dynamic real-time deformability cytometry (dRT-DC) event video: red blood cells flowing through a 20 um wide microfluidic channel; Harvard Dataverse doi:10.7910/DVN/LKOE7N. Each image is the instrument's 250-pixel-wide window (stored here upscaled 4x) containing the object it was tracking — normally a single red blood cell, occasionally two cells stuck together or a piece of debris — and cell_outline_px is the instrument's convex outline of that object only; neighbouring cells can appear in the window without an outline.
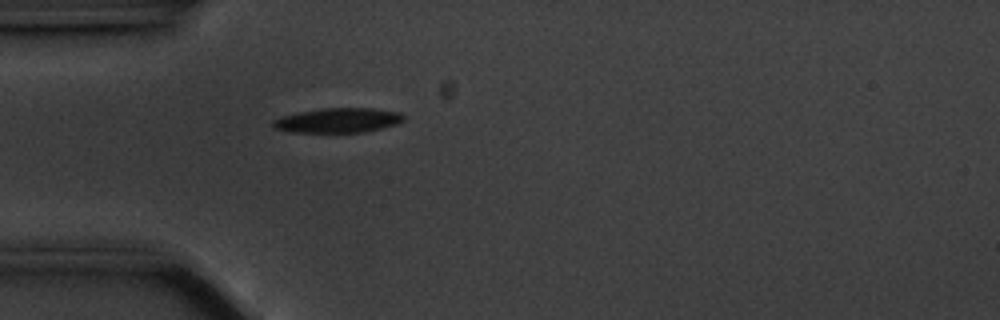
{"species": "common noctule bat (a hibernating species)", "species_latin": "Nyctalus noctula", "temperature_condition": "cold", "stored_images_in_passage": 33, "camera_frame_rate_fps": 3000, "um_per_image_px": 0.085, "animal": {"sex": "male", "body_mass_g": 20.1, "forearm_length_mm": 53.5}, "frame": {"image": 1, "passage_image": 1, "time_ms": 0.0, "image_size_px": [1000, 320], "cell_outline_px": [[404, 120], [396, 124], [364, 132], [292, 132], [276, 128], [272, 124], [272, 120], [284, 116], [300, 112], [320, 108], [372, 108], [400, 112], [404, 116]], "centroid_in_image_um": [28.76, 10.22], "position_along_channel_um": 56.2, "area_um2": 18.55}}
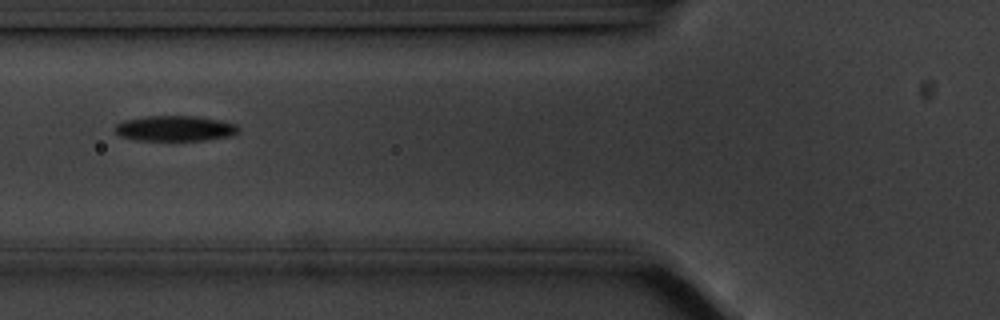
{"frame": {"image": 2, "passage_image": 6, "time_ms": 1.667, "image_size_px": [1000, 320], "cell_outline_px": [[240, 132], [232, 136], [204, 140], [136, 140], [120, 136], [116, 132], [116, 124], [124, 120], [148, 116], [196, 116], [220, 120], [236, 124], [240, 128]], "centroid_in_image_um": [14.93, 10.91], "position_along_channel_um": 110.9, "area_um2": 18.32}, "authors_computed_cell_mechanics": {"area_um2": 18.3226, "velocity_mm_per_s": 3.5174, "shape_relaxation_time_tau1_ms": 6.9973, "shape_relaxation_time_tau2_ms": null, "deformation_change_tau1": 0.2209, "deformation_change_tau2": null}}